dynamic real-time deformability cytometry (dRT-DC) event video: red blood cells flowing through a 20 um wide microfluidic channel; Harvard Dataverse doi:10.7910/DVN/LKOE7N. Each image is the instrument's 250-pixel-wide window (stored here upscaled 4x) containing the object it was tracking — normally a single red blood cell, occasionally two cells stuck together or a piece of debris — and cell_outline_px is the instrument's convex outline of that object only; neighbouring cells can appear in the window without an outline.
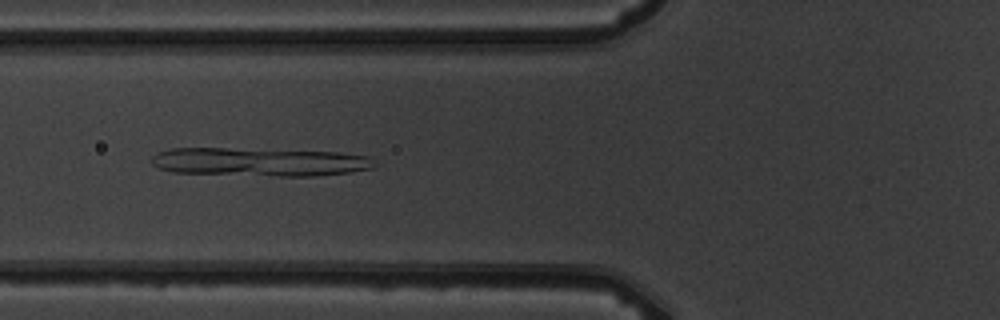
{"species": "common noctule bat (a hibernating species)", "species_latin": "Nyctalus noctula", "temperature_condition": "warm", "stored_images_in_passage": 4, "camera_frame_rate_fps": 3000, "um_per_image_px": 0.085, "animal": {"sex": "male", "body_mass_g": 19.5, "forearm_length_mm": 54.6}, "frame": {"image": 1, "passage_image": 2, "time_ms": 1.0, "image_size_px": [1000, 320], "cell_outline_px": [[380, 164], [372, 168], [348, 172], [312, 176], [280, 176], [172, 172], [156, 168], [148, 160], [156, 152], [172, 148], [224, 148], [340, 152], [368, 156]], "centroid_in_image_um": [22.03, 13.76], "position_along_channel_um": 103.8, "area_um2": 37.22}}
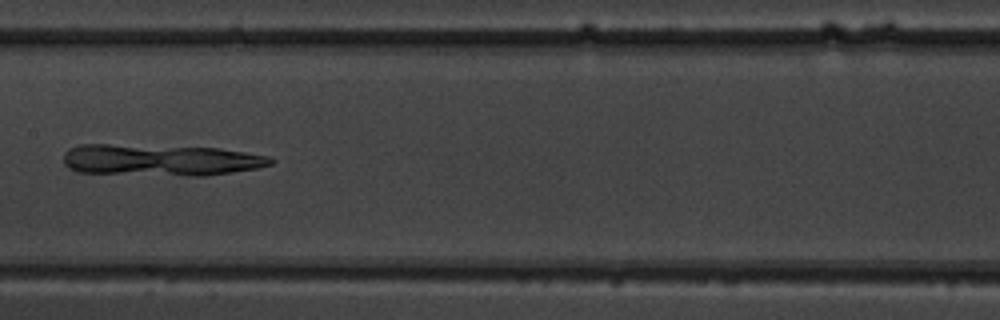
{"frame": {"image": 2, "passage_image": 4, "time_ms": 3.333, "image_size_px": [1000, 320], "cell_outline_px": [[276, 160], [272, 164], [256, 168], [232, 172], [204, 176], [188, 176], [76, 172], [68, 168], [64, 164], [64, 152], [68, 148], [80, 144], [108, 144], [220, 148], [268, 156]], "centroid_in_image_um": [13.61, 13.6], "position_along_channel_um": 193.8, "area_um2": 38.21}}